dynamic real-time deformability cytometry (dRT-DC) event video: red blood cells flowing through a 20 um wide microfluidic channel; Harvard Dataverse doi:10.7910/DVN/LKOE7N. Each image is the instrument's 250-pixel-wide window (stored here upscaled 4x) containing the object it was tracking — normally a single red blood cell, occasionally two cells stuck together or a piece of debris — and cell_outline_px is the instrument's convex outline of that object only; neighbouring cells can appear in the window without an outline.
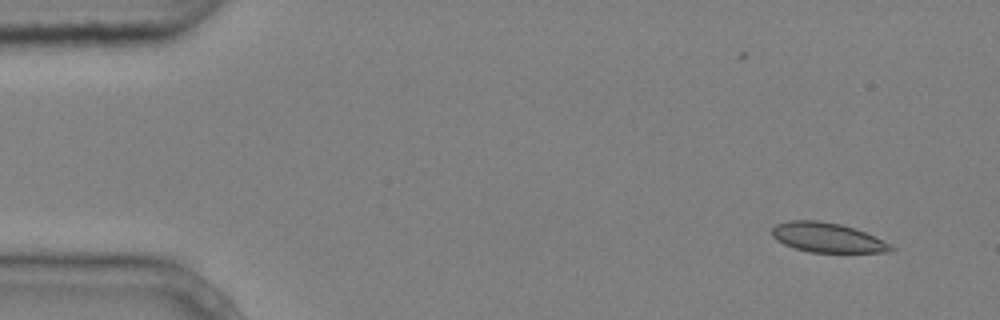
{"species": "common noctule bat (a hibernating species)", "species_latin": "Nyctalus noctula", "temperature_condition": "cold", "stored_images_in_passage": 4, "camera_frame_rate_fps": 3000, "um_per_image_px": 0.085, "animal": {"sex": "male", "body_mass_g": 20.4}, "frame": {"image": 1, "passage_image": 1, "time_ms": 0.0, "image_size_px": [1000, 320], "cell_outline_px": [[896, 248], [892, 252], [808, 252], [784, 244], [776, 240], [772, 236], [772, 228], [776, 224], [792, 220], [820, 220], [840, 224], [856, 228], [892, 244]], "centroid_in_image_um": [70.35, 20.19], "position_along_channel_um": 14.6, "area_um2": 20.63}}
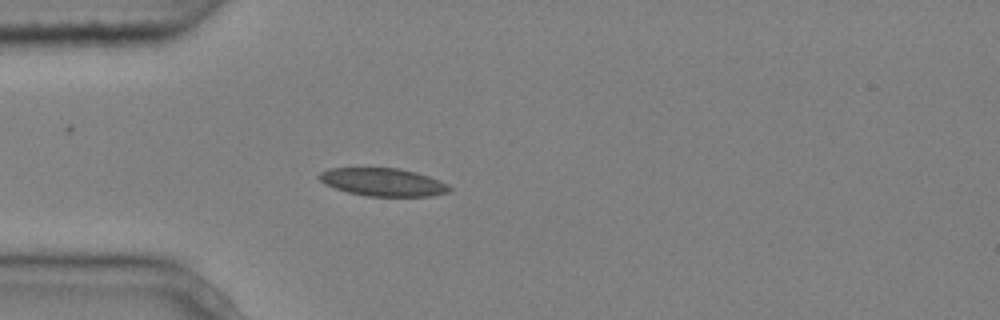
{"frame": {"image": 2, "passage_image": 4, "time_ms": 1.0, "image_size_px": [1000, 320], "cell_outline_px": [[452, 192], [428, 196], [368, 196], [348, 192], [324, 184], [316, 176], [320, 172], [328, 168], [400, 168], [416, 172], [440, 180], [448, 184], [452, 188]], "centroid_in_image_um": [32.57, 15.47], "position_along_channel_um": 52.4, "area_um2": 21.33}}